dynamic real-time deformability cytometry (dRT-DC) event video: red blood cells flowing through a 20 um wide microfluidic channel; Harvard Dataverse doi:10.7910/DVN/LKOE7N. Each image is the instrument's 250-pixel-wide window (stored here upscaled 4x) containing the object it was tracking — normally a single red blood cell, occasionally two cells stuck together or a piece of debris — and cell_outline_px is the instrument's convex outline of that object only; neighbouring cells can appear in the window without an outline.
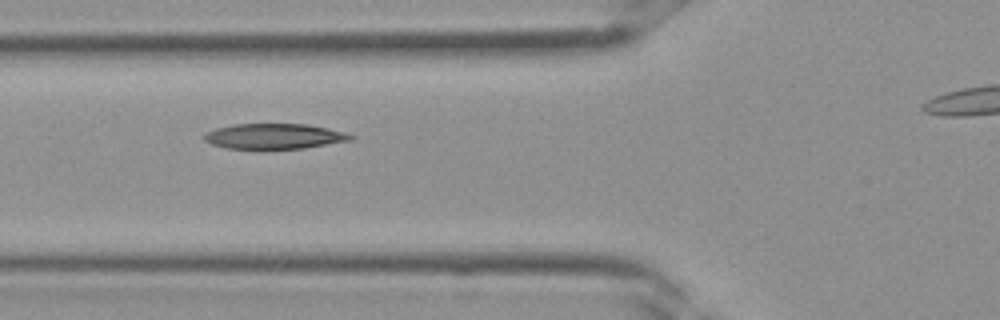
{"species": "Egyptian fruit bat (a non-hibernating species)", "species_latin": "Rousettus aegyptiacus", "temperature_condition": "room temperature", "stored_images_in_passage": 3, "camera_frame_rate_fps": 3000, "um_per_image_px": 0.085, "frame": {"image": 1, "passage_image": 3, "time_ms": 0.667, "image_size_px": [1000, 320], "cell_outline_px": [[356, 136], [352, 140], [304, 148], [264, 152], [256, 152], [224, 148], [212, 144], [204, 140], [204, 132], [216, 128], [232, 124], [304, 124], [328, 128], [344, 132]], "centroid_in_image_um": [23.24, 11.64], "position_along_channel_um": 102.6, "area_um2": 22.77}}